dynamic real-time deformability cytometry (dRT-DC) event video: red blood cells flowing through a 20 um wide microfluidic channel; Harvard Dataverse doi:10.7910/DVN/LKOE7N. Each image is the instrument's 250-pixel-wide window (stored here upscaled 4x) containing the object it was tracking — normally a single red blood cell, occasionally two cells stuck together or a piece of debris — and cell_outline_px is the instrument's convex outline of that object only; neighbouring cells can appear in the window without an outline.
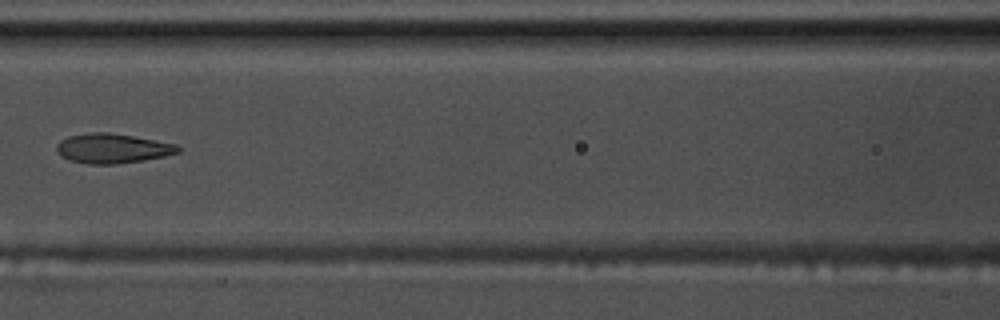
{"species": "common noctule bat (a hibernating species)", "species_latin": "Nyctalus noctula", "temperature_condition": "warm", "stored_images_in_passage": 9, "camera_frame_rate_fps": 3000, "um_per_image_px": 0.085, "animal": {"sex": "male", "body_mass_g": 17.5, "forearm_length_mm": 52.3}, "frame": {"image": 1, "passage_image": 7, "time_ms": 2.0, "image_size_px": [1000, 320], "cell_outline_px": [[180, 152], [164, 156], [140, 160], [112, 164], [88, 164], [72, 160], [60, 156], [56, 152], [56, 144], [60, 140], [68, 136], [92, 132], [108, 132], [132, 136], [176, 144], [180, 148]], "centroid_in_image_um": [9.51, 12.6], "position_along_channel_um": 157.1, "area_um2": 20.75}}
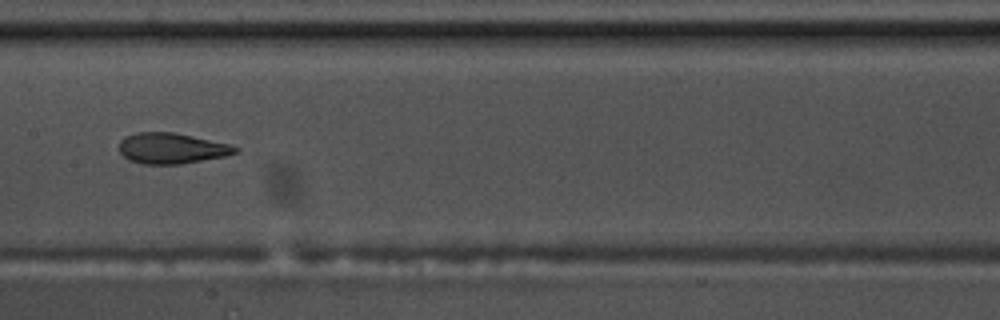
{"frame": {"image": 2, "passage_image": 8, "time_ms": 2.333, "image_size_px": [1000, 320], "cell_outline_px": [[240, 152], [224, 156], [180, 164], [144, 164], [128, 160], [120, 152], [120, 140], [124, 136], [136, 132], [176, 132], [232, 144], [240, 148]], "centroid_in_image_um": [14.62, 12.59], "position_along_channel_um": 192.8, "area_um2": 21.04}}
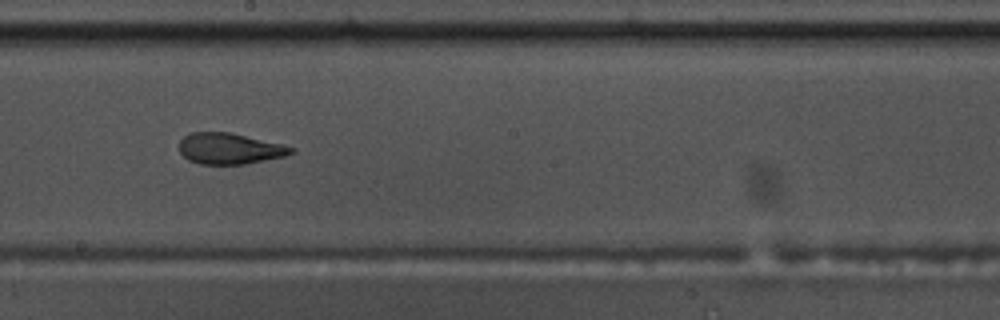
{"frame": {"image": 3, "passage_image": 9, "time_ms": 2.667, "image_size_px": [1000, 320], "cell_outline_px": [[296, 152], [284, 156], [248, 164], [200, 164], [188, 160], [180, 152], [180, 140], [184, 136], [192, 132], [232, 132], [296, 148]], "centroid_in_image_um": [19.53, 12.63], "position_along_channel_um": 228.7, "area_um2": 20.29}}